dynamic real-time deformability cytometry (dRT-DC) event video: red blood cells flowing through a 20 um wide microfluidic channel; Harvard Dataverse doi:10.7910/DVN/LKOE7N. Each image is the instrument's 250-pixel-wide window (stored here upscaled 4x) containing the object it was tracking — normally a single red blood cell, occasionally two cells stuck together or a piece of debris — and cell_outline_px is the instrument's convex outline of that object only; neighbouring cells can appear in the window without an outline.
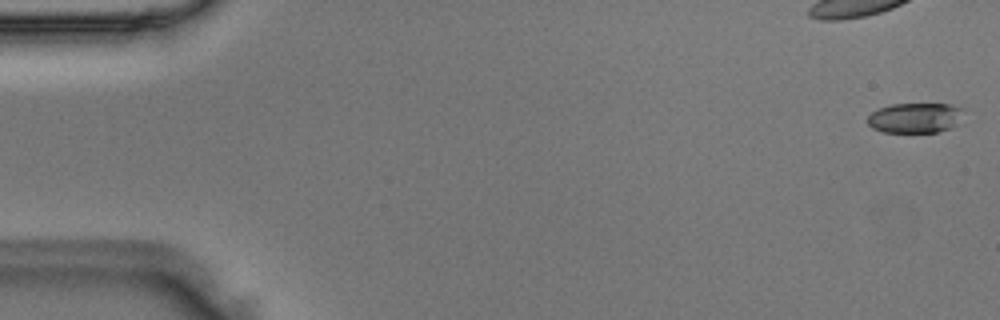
{"species": "Egyptian fruit bat (a non-hibernating species)", "species_latin": "Rousettus aegyptiacus", "temperature_condition": "room temperature", "stored_images_in_passage": 49, "camera_frame_rate_fps": 3000, "um_per_image_px": 0.085, "animal": {"sex": "male"}, "frame": {"image": 1, "passage_image": 1, "time_ms": 0.0, "image_size_px": [1000, 320], "cell_outline_px": [[964, 108], [956, 124], [948, 128], [936, 132], [884, 132], [872, 128], [868, 124], [868, 116], [872, 112], [880, 108], [892, 104], [948, 104]], "centroid_in_image_um": [77.75, 10.01], "position_along_channel_um": 7.2, "area_um2": 16.59}}